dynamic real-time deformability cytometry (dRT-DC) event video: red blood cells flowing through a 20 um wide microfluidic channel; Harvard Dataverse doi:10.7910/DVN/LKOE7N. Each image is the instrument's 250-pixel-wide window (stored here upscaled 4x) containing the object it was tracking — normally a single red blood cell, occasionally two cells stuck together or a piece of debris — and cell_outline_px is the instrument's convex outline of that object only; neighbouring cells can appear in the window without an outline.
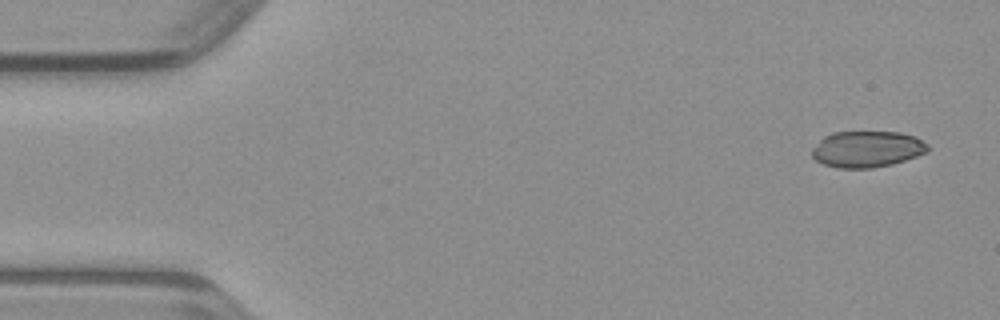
{"species": "common noctule bat (a hibernating species)", "species_latin": "Nyctalus noctula", "temperature_condition": "warm", "stored_images_in_passage": 46, "camera_frame_rate_fps": 3000, "um_per_image_px": 0.085, "animal": {"sex": "male", "body_mass_g": 23.1, "forearm_length_mm": 52.7}, "frame": {"image": 1, "passage_image": 1, "time_ms": 0.0, "image_size_px": [1000, 320], "cell_outline_px": [[928, 152], [892, 164], [872, 168], [836, 168], [824, 164], [816, 160], [812, 156], [812, 148], [824, 136], [832, 132], [900, 132], [916, 136], [928, 144]], "centroid_in_image_um": [73.7, 12.67], "position_along_channel_um": 11.3, "area_um2": 24.57}}
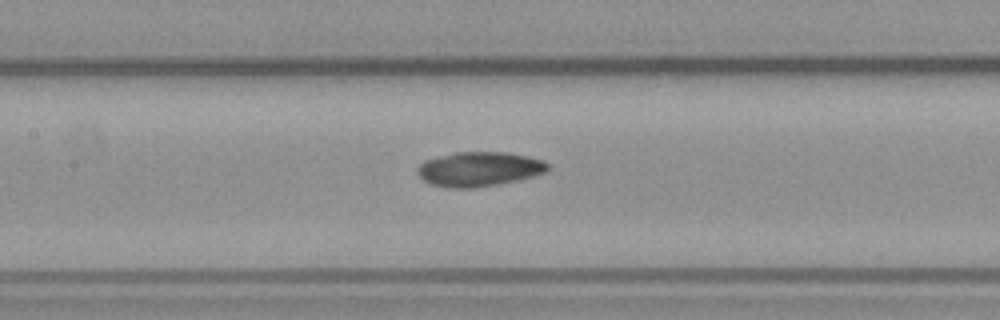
{"frame": {"image": 2, "passage_image": 20, "time_ms": 6.333, "image_size_px": [1000, 320], "cell_outline_px": [[548, 172], [516, 180], [496, 184], [472, 188], [448, 188], [432, 184], [424, 180], [416, 172], [416, 168], [424, 160], [456, 152], [504, 152], [528, 156], [544, 160], [548, 164]], "centroid_in_image_um": [40.72, 14.36], "position_along_channel_um": 166.7, "area_um2": 26.13}}
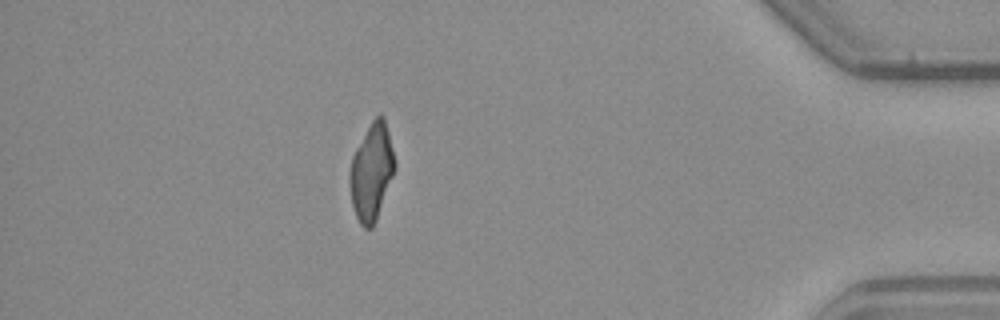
{"frame": {"image": 3, "passage_image": 40, "time_ms": 13.0, "image_size_px": [1000, 320], "cell_outline_px": [[396, 168], [376, 220], [372, 228], [364, 228], [360, 224], [356, 216], [352, 204], [348, 180], [348, 176], [352, 156], [356, 148], [372, 120], [380, 112], [384, 116], [396, 160]], "centroid_in_image_um": [31.58, 14.6], "position_along_channel_um": 403.6, "area_um2": 25.55}}